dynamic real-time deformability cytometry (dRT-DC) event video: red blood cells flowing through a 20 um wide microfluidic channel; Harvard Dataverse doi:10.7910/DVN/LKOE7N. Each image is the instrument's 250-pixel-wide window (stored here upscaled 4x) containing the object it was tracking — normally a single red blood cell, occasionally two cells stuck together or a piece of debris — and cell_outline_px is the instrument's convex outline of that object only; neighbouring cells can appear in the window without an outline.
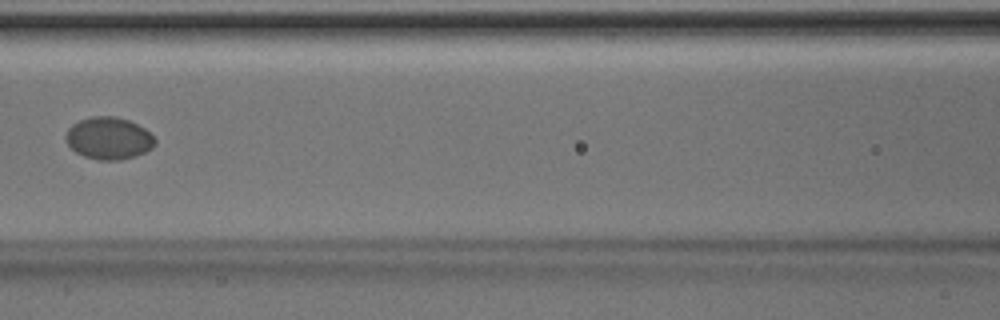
{"species": "Egyptian fruit bat (a non-hibernating species)", "species_latin": "Rousettus aegyptiacus", "temperature_condition": "room temperature", "stored_images_in_passage": 9, "camera_frame_rate_fps": 3000, "um_per_image_px": 0.085, "animal": {"sex": "male"}, "frame": {"image": 1, "passage_image": 8, "time_ms": 2.333, "image_size_px": [1000, 320], "cell_outline_px": [[156, 144], [152, 148], [144, 152], [120, 160], [96, 160], [84, 156], [76, 152], [64, 140], [64, 136], [68, 128], [72, 124], [80, 120], [92, 116], [116, 116], [128, 120], [144, 128], [156, 140]], "centroid_in_image_um": [9.21, 11.75], "position_along_channel_um": 157.4, "area_um2": 21.91}}